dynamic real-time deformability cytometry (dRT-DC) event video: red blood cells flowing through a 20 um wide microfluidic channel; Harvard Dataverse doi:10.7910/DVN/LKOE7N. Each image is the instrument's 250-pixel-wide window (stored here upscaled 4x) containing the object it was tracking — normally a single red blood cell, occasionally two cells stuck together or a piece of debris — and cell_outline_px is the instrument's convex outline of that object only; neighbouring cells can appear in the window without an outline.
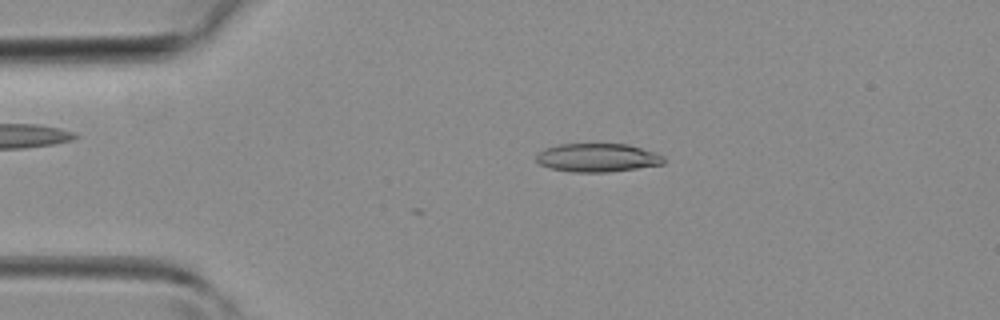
{"species": "common noctule bat (a hibernating species)", "species_latin": "Nyctalus noctula", "temperature_condition": "room temperature", "stored_images_in_passage": 14, "camera_frame_rate_fps": 3000, "um_per_image_px": 0.085, "animal": {"sex": "female", "body_mass_g": 19.3, "forearm_length_mm": 54.1}, "frame": {"image": 1, "passage_image": 8, "time_ms": 2.333, "image_size_px": [1000, 320], "cell_outline_px": [[664, 164], [608, 172], [572, 172], [548, 168], [540, 164], [536, 160], [536, 152], [544, 148], [560, 144], [628, 144], [656, 152], [664, 156]], "centroid_in_image_um": [50.76, 13.4], "position_along_channel_um": 34.2, "area_um2": 21.33}}
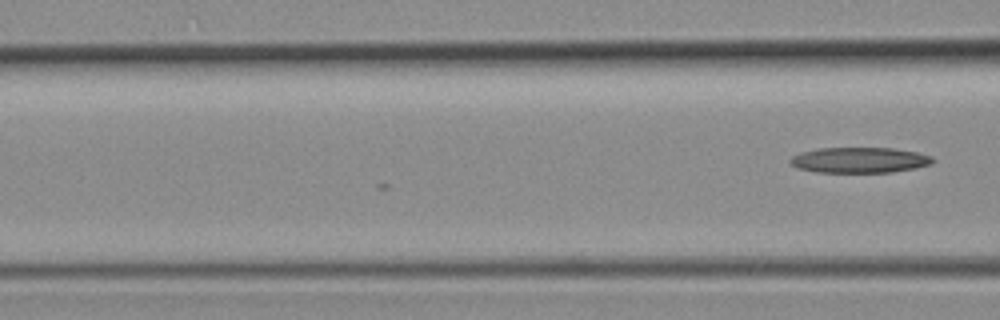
{"frame": {"image": 2, "passage_image": 14, "time_ms": 4.333, "image_size_px": [1000, 320], "cell_outline_px": [[936, 160], [932, 164], [916, 168], [892, 172], [816, 172], [796, 168], [788, 160], [792, 156], [800, 152], [816, 148], [892, 148], [916, 152], [932, 156]], "centroid_in_image_um": [73.06, 13.6], "position_along_channel_um": 93.5, "area_um2": 21.39}}